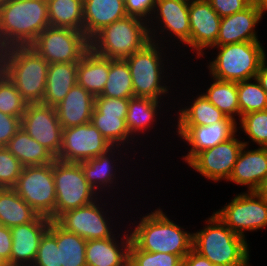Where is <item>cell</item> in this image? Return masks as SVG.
<instances>
[{
    "label": "cell",
    "instance_id": "1",
    "mask_svg": "<svg viewBox=\"0 0 267 266\" xmlns=\"http://www.w3.org/2000/svg\"><path fill=\"white\" fill-rule=\"evenodd\" d=\"M48 26L47 0H11L0 8V51L30 46Z\"/></svg>",
    "mask_w": 267,
    "mask_h": 266
},
{
    "label": "cell",
    "instance_id": "2",
    "mask_svg": "<svg viewBox=\"0 0 267 266\" xmlns=\"http://www.w3.org/2000/svg\"><path fill=\"white\" fill-rule=\"evenodd\" d=\"M49 63L31 46L0 51V70L28 104L43 102Z\"/></svg>",
    "mask_w": 267,
    "mask_h": 266
},
{
    "label": "cell",
    "instance_id": "3",
    "mask_svg": "<svg viewBox=\"0 0 267 266\" xmlns=\"http://www.w3.org/2000/svg\"><path fill=\"white\" fill-rule=\"evenodd\" d=\"M131 233L132 242L147 252L178 255L182 260L192 250L193 233L169 219L160 208L140 217Z\"/></svg>",
    "mask_w": 267,
    "mask_h": 266
},
{
    "label": "cell",
    "instance_id": "4",
    "mask_svg": "<svg viewBox=\"0 0 267 266\" xmlns=\"http://www.w3.org/2000/svg\"><path fill=\"white\" fill-rule=\"evenodd\" d=\"M206 226L193 233L192 249L213 264H249L247 239L233 232L214 212Z\"/></svg>",
    "mask_w": 267,
    "mask_h": 266
},
{
    "label": "cell",
    "instance_id": "5",
    "mask_svg": "<svg viewBox=\"0 0 267 266\" xmlns=\"http://www.w3.org/2000/svg\"><path fill=\"white\" fill-rule=\"evenodd\" d=\"M150 41L147 22L127 15L99 31L90 40V48L106 58L125 59Z\"/></svg>",
    "mask_w": 267,
    "mask_h": 266
},
{
    "label": "cell",
    "instance_id": "6",
    "mask_svg": "<svg viewBox=\"0 0 267 266\" xmlns=\"http://www.w3.org/2000/svg\"><path fill=\"white\" fill-rule=\"evenodd\" d=\"M218 49L215 59L209 62L213 79L240 82L256 78L261 62L267 58L260 41L214 46Z\"/></svg>",
    "mask_w": 267,
    "mask_h": 266
},
{
    "label": "cell",
    "instance_id": "7",
    "mask_svg": "<svg viewBox=\"0 0 267 266\" xmlns=\"http://www.w3.org/2000/svg\"><path fill=\"white\" fill-rule=\"evenodd\" d=\"M163 45L151 40L132 56L125 58L131 71L134 97H147L161 101L164 95L169 93L170 86H167L164 83L166 81L163 80L166 77L165 62H163L165 60L162 57L165 47Z\"/></svg>",
    "mask_w": 267,
    "mask_h": 266
},
{
    "label": "cell",
    "instance_id": "8",
    "mask_svg": "<svg viewBox=\"0 0 267 266\" xmlns=\"http://www.w3.org/2000/svg\"><path fill=\"white\" fill-rule=\"evenodd\" d=\"M56 204L55 220L66 211L86 206L96 199L97 192L88 184L79 163L53 162Z\"/></svg>",
    "mask_w": 267,
    "mask_h": 266
},
{
    "label": "cell",
    "instance_id": "9",
    "mask_svg": "<svg viewBox=\"0 0 267 266\" xmlns=\"http://www.w3.org/2000/svg\"><path fill=\"white\" fill-rule=\"evenodd\" d=\"M49 64L79 62L90 49L82 31L48 26L30 45Z\"/></svg>",
    "mask_w": 267,
    "mask_h": 266
},
{
    "label": "cell",
    "instance_id": "10",
    "mask_svg": "<svg viewBox=\"0 0 267 266\" xmlns=\"http://www.w3.org/2000/svg\"><path fill=\"white\" fill-rule=\"evenodd\" d=\"M13 189L39 215L55 221L56 192L53 163L25 166Z\"/></svg>",
    "mask_w": 267,
    "mask_h": 266
},
{
    "label": "cell",
    "instance_id": "11",
    "mask_svg": "<svg viewBox=\"0 0 267 266\" xmlns=\"http://www.w3.org/2000/svg\"><path fill=\"white\" fill-rule=\"evenodd\" d=\"M233 232L246 238L245 231L267 226V199L256 191L236 194L222 209L214 212Z\"/></svg>",
    "mask_w": 267,
    "mask_h": 266
},
{
    "label": "cell",
    "instance_id": "12",
    "mask_svg": "<svg viewBox=\"0 0 267 266\" xmlns=\"http://www.w3.org/2000/svg\"><path fill=\"white\" fill-rule=\"evenodd\" d=\"M113 146L89 123L63 129L62 145L56 160L79 163L107 152Z\"/></svg>",
    "mask_w": 267,
    "mask_h": 266
},
{
    "label": "cell",
    "instance_id": "13",
    "mask_svg": "<svg viewBox=\"0 0 267 266\" xmlns=\"http://www.w3.org/2000/svg\"><path fill=\"white\" fill-rule=\"evenodd\" d=\"M102 196L94 202L61 214L55 222L64 230L77 234L85 240L106 239L114 237L111 219L106 216L105 202L100 204ZM101 205V207H100ZM108 217V219L106 218ZM109 220V221H108Z\"/></svg>",
    "mask_w": 267,
    "mask_h": 266
},
{
    "label": "cell",
    "instance_id": "14",
    "mask_svg": "<svg viewBox=\"0 0 267 266\" xmlns=\"http://www.w3.org/2000/svg\"><path fill=\"white\" fill-rule=\"evenodd\" d=\"M21 128L55 157L58 156L62 145L63 127L54 106L41 103L27 104L21 118Z\"/></svg>",
    "mask_w": 267,
    "mask_h": 266
},
{
    "label": "cell",
    "instance_id": "15",
    "mask_svg": "<svg viewBox=\"0 0 267 266\" xmlns=\"http://www.w3.org/2000/svg\"><path fill=\"white\" fill-rule=\"evenodd\" d=\"M243 145L235 134L227 141L198 153L188 166L212 181H228Z\"/></svg>",
    "mask_w": 267,
    "mask_h": 266
},
{
    "label": "cell",
    "instance_id": "16",
    "mask_svg": "<svg viewBox=\"0 0 267 266\" xmlns=\"http://www.w3.org/2000/svg\"><path fill=\"white\" fill-rule=\"evenodd\" d=\"M189 2L190 0L156 1L154 15L151 18V22L148 23L150 38L152 41L160 42L159 39L157 40V38L159 37L156 33L157 29L155 28L157 27L158 30L161 29V35H163L162 33L165 31L171 36L170 38L174 36V40H179L180 44L182 43L183 45L184 43L187 44L188 47H190ZM155 18L157 21L153 22ZM157 23L158 25L154 26Z\"/></svg>",
    "mask_w": 267,
    "mask_h": 266
},
{
    "label": "cell",
    "instance_id": "17",
    "mask_svg": "<svg viewBox=\"0 0 267 266\" xmlns=\"http://www.w3.org/2000/svg\"><path fill=\"white\" fill-rule=\"evenodd\" d=\"M190 47L196 57L204 56V50L216 46L221 17L207 0H190Z\"/></svg>",
    "mask_w": 267,
    "mask_h": 266
},
{
    "label": "cell",
    "instance_id": "18",
    "mask_svg": "<svg viewBox=\"0 0 267 266\" xmlns=\"http://www.w3.org/2000/svg\"><path fill=\"white\" fill-rule=\"evenodd\" d=\"M237 122L231 117L208 126H176L177 134L191 149L182 160L189 163L198 153L227 141L237 134Z\"/></svg>",
    "mask_w": 267,
    "mask_h": 266
},
{
    "label": "cell",
    "instance_id": "19",
    "mask_svg": "<svg viewBox=\"0 0 267 266\" xmlns=\"http://www.w3.org/2000/svg\"><path fill=\"white\" fill-rule=\"evenodd\" d=\"M266 11L257 6H249L244 11L221 18L216 46L233 43L260 41L255 31Z\"/></svg>",
    "mask_w": 267,
    "mask_h": 266
},
{
    "label": "cell",
    "instance_id": "20",
    "mask_svg": "<svg viewBox=\"0 0 267 266\" xmlns=\"http://www.w3.org/2000/svg\"><path fill=\"white\" fill-rule=\"evenodd\" d=\"M51 219L38 215L32 222L11 227L12 247L10 262L32 265L40 240L49 229Z\"/></svg>",
    "mask_w": 267,
    "mask_h": 266
},
{
    "label": "cell",
    "instance_id": "21",
    "mask_svg": "<svg viewBox=\"0 0 267 266\" xmlns=\"http://www.w3.org/2000/svg\"><path fill=\"white\" fill-rule=\"evenodd\" d=\"M117 237L89 240L86 243L87 266H129V247L132 242L131 233L127 229ZM122 236L119 237V236ZM122 239V241H121ZM125 240V241H124Z\"/></svg>",
    "mask_w": 267,
    "mask_h": 266
},
{
    "label": "cell",
    "instance_id": "22",
    "mask_svg": "<svg viewBox=\"0 0 267 266\" xmlns=\"http://www.w3.org/2000/svg\"><path fill=\"white\" fill-rule=\"evenodd\" d=\"M243 143L228 181L247 186L248 192L256 191L267 175V147L248 150L249 141Z\"/></svg>",
    "mask_w": 267,
    "mask_h": 266
},
{
    "label": "cell",
    "instance_id": "23",
    "mask_svg": "<svg viewBox=\"0 0 267 266\" xmlns=\"http://www.w3.org/2000/svg\"><path fill=\"white\" fill-rule=\"evenodd\" d=\"M95 108V96L75 84L57 105L58 120L63 129L89 123Z\"/></svg>",
    "mask_w": 267,
    "mask_h": 266
},
{
    "label": "cell",
    "instance_id": "24",
    "mask_svg": "<svg viewBox=\"0 0 267 266\" xmlns=\"http://www.w3.org/2000/svg\"><path fill=\"white\" fill-rule=\"evenodd\" d=\"M126 16L124 0H83V33L91 40L105 26Z\"/></svg>",
    "mask_w": 267,
    "mask_h": 266
},
{
    "label": "cell",
    "instance_id": "25",
    "mask_svg": "<svg viewBox=\"0 0 267 266\" xmlns=\"http://www.w3.org/2000/svg\"><path fill=\"white\" fill-rule=\"evenodd\" d=\"M118 148H120V146H113L107 152L100 154L99 156L95 158L79 162V164L81 165L83 169V172H84V175H85V178L88 184L97 192V194L100 191L106 192L105 190L106 188L111 189L112 187L113 189H115L113 184L116 185V180L118 179L116 178L117 169H116L115 161L116 160L119 161V160L118 159L114 160L115 158L114 153H117L116 151L118 150L117 155L119 154L121 155L122 153H120V151L122 148H125V147L121 146L120 150Z\"/></svg>",
    "mask_w": 267,
    "mask_h": 266
},
{
    "label": "cell",
    "instance_id": "26",
    "mask_svg": "<svg viewBox=\"0 0 267 266\" xmlns=\"http://www.w3.org/2000/svg\"><path fill=\"white\" fill-rule=\"evenodd\" d=\"M78 62L49 64L46 88L41 104L57 106L77 84Z\"/></svg>",
    "mask_w": 267,
    "mask_h": 266
},
{
    "label": "cell",
    "instance_id": "27",
    "mask_svg": "<svg viewBox=\"0 0 267 266\" xmlns=\"http://www.w3.org/2000/svg\"><path fill=\"white\" fill-rule=\"evenodd\" d=\"M109 75V58L96 54L91 48L78 62L77 83L91 93L99 96Z\"/></svg>",
    "mask_w": 267,
    "mask_h": 266
},
{
    "label": "cell",
    "instance_id": "28",
    "mask_svg": "<svg viewBox=\"0 0 267 266\" xmlns=\"http://www.w3.org/2000/svg\"><path fill=\"white\" fill-rule=\"evenodd\" d=\"M6 148L25 166H41L53 163L56 157L43 145L20 128Z\"/></svg>",
    "mask_w": 267,
    "mask_h": 266
},
{
    "label": "cell",
    "instance_id": "29",
    "mask_svg": "<svg viewBox=\"0 0 267 266\" xmlns=\"http://www.w3.org/2000/svg\"><path fill=\"white\" fill-rule=\"evenodd\" d=\"M39 214L13 188H0V224L11 228L32 222Z\"/></svg>",
    "mask_w": 267,
    "mask_h": 266
},
{
    "label": "cell",
    "instance_id": "30",
    "mask_svg": "<svg viewBox=\"0 0 267 266\" xmlns=\"http://www.w3.org/2000/svg\"><path fill=\"white\" fill-rule=\"evenodd\" d=\"M160 106L161 102L152 98H130L128 112L125 119L129 133L135 137L136 135L139 136V133L144 135L147 130L149 132L151 127L153 129L154 126L152 125L155 121L157 122L156 116H158L157 111L161 109Z\"/></svg>",
    "mask_w": 267,
    "mask_h": 266
},
{
    "label": "cell",
    "instance_id": "31",
    "mask_svg": "<svg viewBox=\"0 0 267 266\" xmlns=\"http://www.w3.org/2000/svg\"><path fill=\"white\" fill-rule=\"evenodd\" d=\"M49 24L83 32V0H47Z\"/></svg>",
    "mask_w": 267,
    "mask_h": 266
},
{
    "label": "cell",
    "instance_id": "32",
    "mask_svg": "<svg viewBox=\"0 0 267 266\" xmlns=\"http://www.w3.org/2000/svg\"><path fill=\"white\" fill-rule=\"evenodd\" d=\"M184 107L178 110L177 126H208L227 117L203 94L198 95L191 105Z\"/></svg>",
    "mask_w": 267,
    "mask_h": 266
},
{
    "label": "cell",
    "instance_id": "33",
    "mask_svg": "<svg viewBox=\"0 0 267 266\" xmlns=\"http://www.w3.org/2000/svg\"><path fill=\"white\" fill-rule=\"evenodd\" d=\"M99 96L125 99L134 97L131 71L125 59L109 58L108 79Z\"/></svg>",
    "mask_w": 267,
    "mask_h": 266
},
{
    "label": "cell",
    "instance_id": "34",
    "mask_svg": "<svg viewBox=\"0 0 267 266\" xmlns=\"http://www.w3.org/2000/svg\"><path fill=\"white\" fill-rule=\"evenodd\" d=\"M213 83L202 93L225 116L232 119L238 116L241 119L240 107L238 104L237 82L221 81L212 79Z\"/></svg>",
    "mask_w": 267,
    "mask_h": 266
},
{
    "label": "cell",
    "instance_id": "35",
    "mask_svg": "<svg viewBox=\"0 0 267 266\" xmlns=\"http://www.w3.org/2000/svg\"><path fill=\"white\" fill-rule=\"evenodd\" d=\"M125 119L120 118V115H102L94 108L90 122L112 146L125 147L126 143L128 146L131 143L129 141L134 142L135 139L129 133Z\"/></svg>",
    "mask_w": 267,
    "mask_h": 266
},
{
    "label": "cell",
    "instance_id": "36",
    "mask_svg": "<svg viewBox=\"0 0 267 266\" xmlns=\"http://www.w3.org/2000/svg\"><path fill=\"white\" fill-rule=\"evenodd\" d=\"M56 240L59 249L60 265L87 266L85 256L87 240L77 234L64 230L57 223Z\"/></svg>",
    "mask_w": 267,
    "mask_h": 266
},
{
    "label": "cell",
    "instance_id": "37",
    "mask_svg": "<svg viewBox=\"0 0 267 266\" xmlns=\"http://www.w3.org/2000/svg\"><path fill=\"white\" fill-rule=\"evenodd\" d=\"M237 92L241 116L267 109V93L256 78L237 82Z\"/></svg>",
    "mask_w": 267,
    "mask_h": 266
},
{
    "label": "cell",
    "instance_id": "38",
    "mask_svg": "<svg viewBox=\"0 0 267 266\" xmlns=\"http://www.w3.org/2000/svg\"><path fill=\"white\" fill-rule=\"evenodd\" d=\"M27 104L15 85L0 70V112L22 118Z\"/></svg>",
    "mask_w": 267,
    "mask_h": 266
},
{
    "label": "cell",
    "instance_id": "39",
    "mask_svg": "<svg viewBox=\"0 0 267 266\" xmlns=\"http://www.w3.org/2000/svg\"><path fill=\"white\" fill-rule=\"evenodd\" d=\"M32 266L60 265L59 249L56 240V222H50L49 229L42 236Z\"/></svg>",
    "mask_w": 267,
    "mask_h": 266
},
{
    "label": "cell",
    "instance_id": "40",
    "mask_svg": "<svg viewBox=\"0 0 267 266\" xmlns=\"http://www.w3.org/2000/svg\"><path fill=\"white\" fill-rule=\"evenodd\" d=\"M239 121L241 130L251 142L259 147H267V109L247 113Z\"/></svg>",
    "mask_w": 267,
    "mask_h": 266
},
{
    "label": "cell",
    "instance_id": "41",
    "mask_svg": "<svg viewBox=\"0 0 267 266\" xmlns=\"http://www.w3.org/2000/svg\"><path fill=\"white\" fill-rule=\"evenodd\" d=\"M181 262L178 255L140 250L133 242L129 247V266H177Z\"/></svg>",
    "mask_w": 267,
    "mask_h": 266
},
{
    "label": "cell",
    "instance_id": "42",
    "mask_svg": "<svg viewBox=\"0 0 267 266\" xmlns=\"http://www.w3.org/2000/svg\"><path fill=\"white\" fill-rule=\"evenodd\" d=\"M24 166L6 147H0V188H13Z\"/></svg>",
    "mask_w": 267,
    "mask_h": 266
},
{
    "label": "cell",
    "instance_id": "43",
    "mask_svg": "<svg viewBox=\"0 0 267 266\" xmlns=\"http://www.w3.org/2000/svg\"><path fill=\"white\" fill-rule=\"evenodd\" d=\"M129 99L95 97V109L102 115L112 114L120 115V118H126L128 112Z\"/></svg>",
    "mask_w": 267,
    "mask_h": 266
},
{
    "label": "cell",
    "instance_id": "44",
    "mask_svg": "<svg viewBox=\"0 0 267 266\" xmlns=\"http://www.w3.org/2000/svg\"><path fill=\"white\" fill-rule=\"evenodd\" d=\"M156 1L157 0H124L126 14L149 23L154 15Z\"/></svg>",
    "mask_w": 267,
    "mask_h": 266
},
{
    "label": "cell",
    "instance_id": "45",
    "mask_svg": "<svg viewBox=\"0 0 267 266\" xmlns=\"http://www.w3.org/2000/svg\"><path fill=\"white\" fill-rule=\"evenodd\" d=\"M21 128V118L0 112V147H6Z\"/></svg>",
    "mask_w": 267,
    "mask_h": 266
},
{
    "label": "cell",
    "instance_id": "46",
    "mask_svg": "<svg viewBox=\"0 0 267 266\" xmlns=\"http://www.w3.org/2000/svg\"><path fill=\"white\" fill-rule=\"evenodd\" d=\"M222 18L244 11L250 5L245 0H207Z\"/></svg>",
    "mask_w": 267,
    "mask_h": 266
},
{
    "label": "cell",
    "instance_id": "47",
    "mask_svg": "<svg viewBox=\"0 0 267 266\" xmlns=\"http://www.w3.org/2000/svg\"><path fill=\"white\" fill-rule=\"evenodd\" d=\"M12 247V233L11 229L0 225V255L10 262Z\"/></svg>",
    "mask_w": 267,
    "mask_h": 266
},
{
    "label": "cell",
    "instance_id": "48",
    "mask_svg": "<svg viewBox=\"0 0 267 266\" xmlns=\"http://www.w3.org/2000/svg\"><path fill=\"white\" fill-rule=\"evenodd\" d=\"M186 266H213L207 258L201 256L193 249L182 260Z\"/></svg>",
    "mask_w": 267,
    "mask_h": 266
},
{
    "label": "cell",
    "instance_id": "49",
    "mask_svg": "<svg viewBox=\"0 0 267 266\" xmlns=\"http://www.w3.org/2000/svg\"><path fill=\"white\" fill-rule=\"evenodd\" d=\"M256 79L259 81L262 89L267 93V60L266 58L261 62Z\"/></svg>",
    "mask_w": 267,
    "mask_h": 266
},
{
    "label": "cell",
    "instance_id": "50",
    "mask_svg": "<svg viewBox=\"0 0 267 266\" xmlns=\"http://www.w3.org/2000/svg\"><path fill=\"white\" fill-rule=\"evenodd\" d=\"M256 192L263 198L267 199V175L264 177L262 183L260 184Z\"/></svg>",
    "mask_w": 267,
    "mask_h": 266
},
{
    "label": "cell",
    "instance_id": "51",
    "mask_svg": "<svg viewBox=\"0 0 267 266\" xmlns=\"http://www.w3.org/2000/svg\"><path fill=\"white\" fill-rule=\"evenodd\" d=\"M250 6H257L266 11V0H245Z\"/></svg>",
    "mask_w": 267,
    "mask_h": 266
},
{
    "label": "cell",
    "instance_id": "52",
    "mask_svg": "<svg viewBox=\"0 0 267 266\" xmlns=\"http://www.w3.org/2000/svg\"><path fill=\"white\" fill-rule=\"evenodd\" d=\"M1 266H32V265H29V264H25V263H14V262H9V261H6L3 265Z\"/></svg>",
    "mask_w": 267,
    "mask_h": 266
},
{
    "label": "cell",
    "instance_id": "53",
    "mask_svg": "<svg viewBox=\"0 0 267 266\" xmlns=\"http://www.w3.org/2000/svg\"><path fill=\"white\" fill-rule=\"evenodd\" d=\"M213 266H250V264H214Z\"/></svg>",
    "mask_w": 267,
    "mask_h": 266
},
{
    "label": "cell",
    "instance_id": "54",
    "mask_svg": "<svg viewBox=\"0 0 267 266\" xmlns=\"http://www.w3.org/2000/svg\"><path fill=\"white\" fill-rule=\"evenodd\" d=\"M11 0H0V8L5 4L9 3Z\"/></svg>",
    "mask_w": 267,
    "mask_h": 266
},
{
    "label": "cell",
    "instance_id": "55",
    "mask_svg": "<svg viewBox=\"0 0 267 266\" xmlns=\"http://www.w3.org/2000/svg\"><path fill=\"white\" fill-rule=\"evenodd\" d=\"M6 260L0 255V266L3 265Z\"/></svg>",
    "mask_w": 267,
    "mask_h": 266
},
{
    "label": "cell",
    "instance_id": "56",
    "mask_svg": "<svg viewBox=\"0 0 267 266\" xmlns=\"http://www.w3.org/2000/svg\"><path fill=\"white\" fill-rule=\"evenodd\" d=\"M177 266H186L185 263L182 261L181 263H179Z\"/></svg>",
    "mask_w": 267,
    "mask_h": 266
}]
</instances>
